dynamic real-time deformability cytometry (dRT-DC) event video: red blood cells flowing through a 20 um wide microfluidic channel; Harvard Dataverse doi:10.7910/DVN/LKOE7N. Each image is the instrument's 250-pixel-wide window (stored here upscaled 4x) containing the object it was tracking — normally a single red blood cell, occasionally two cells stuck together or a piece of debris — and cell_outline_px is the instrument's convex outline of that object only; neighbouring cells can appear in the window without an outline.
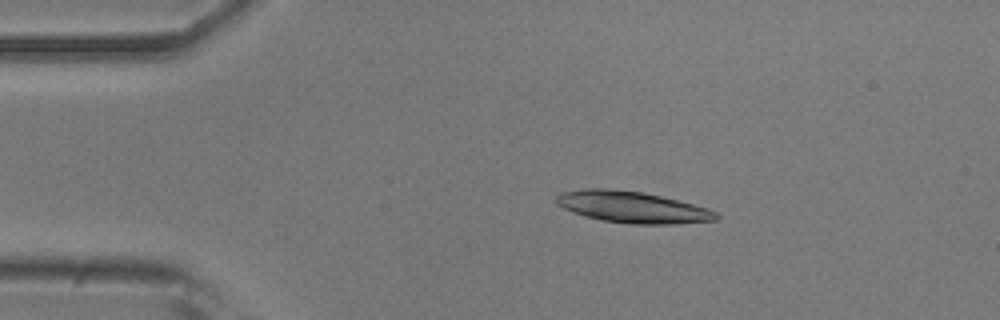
{"species": "common noctule bat (a hibernating species)", "species_latin": "Nyctalus noctula", "temperature_condition": "room temperature", "stored_images_in_passage": 51, "camera_frame_rate_fps": 3000, "um_per_image_px": 0.085, "animal": {"sex": "male", "body_mass_g": 20.5, "forearm_length_mm": 52.5}, "frame": {"image": 1, "passage_image": 8, "time_ms": 2.333, "image_size_px": [1000, 320], "cell_outline_px": [[720, 216], [716, 220], [676, 224], [632, 224], [600, 220], [572, 212], [556, 204], [556, 196], [560, 192], [584, 188], [612, 188], [644, 192], [708, 208], [716, 212]], "centroid_in_image_um": [53.72, 17.6], "position_along_channel_um": 31.3, "area_um2": 29.42}}